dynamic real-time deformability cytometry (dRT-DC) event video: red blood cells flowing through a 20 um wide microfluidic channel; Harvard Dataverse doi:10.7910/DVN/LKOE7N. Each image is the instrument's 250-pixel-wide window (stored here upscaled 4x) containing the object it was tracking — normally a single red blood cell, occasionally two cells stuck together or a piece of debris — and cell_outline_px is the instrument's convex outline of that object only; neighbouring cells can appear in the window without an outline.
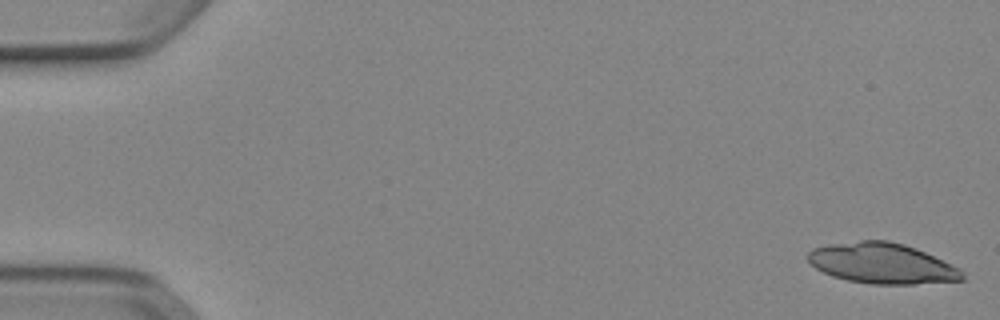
{"species": "Egyptian fruit bat (a non-hibernating species)", "species_latin": "Rousettus aegyptiacus", "temperature_condition": "cold", "stored_images_in_passage": 9, "camera_frame_rate_fps": 3000, "um_per_image_px": 0.085, "animal": {"sex": "female"}, "frame": {"image": 1, "passage_image": 1, "time_ms": 0.0, "image_size_px": [1000, 320], "cell_outline_px": [[964, 280], [916, 284], [872, 284], [848, 280], [832, 276], [816, 268], [808, 260], [808, 252], [812, 248], [828, 244], [860, 240], [888, 240], [904, 244], [916, 248], [960, 268], [964, 272]], "centroid_in_image_um": [74.99, 22.38], "position_along_channel_um": 10.0, "area_um2": 36.53}}